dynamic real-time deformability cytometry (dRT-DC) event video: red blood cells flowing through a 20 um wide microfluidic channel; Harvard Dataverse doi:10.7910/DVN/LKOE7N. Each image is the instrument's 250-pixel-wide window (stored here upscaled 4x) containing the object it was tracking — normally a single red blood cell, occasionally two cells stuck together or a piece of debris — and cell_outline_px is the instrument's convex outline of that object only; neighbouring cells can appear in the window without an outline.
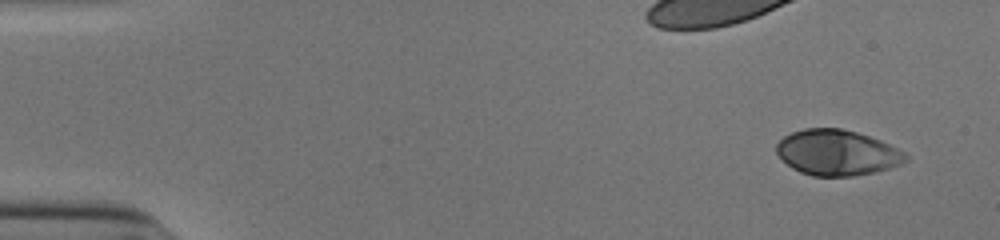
{"species": "human", "species_latin": "Homo sapiens", "temperature_condition": "cold", "stored_images_in_passage": 51, "camera_frame_rate_fps": 3000, "um_per_image_px": 0.085, "donor": {"sex": "male"}, "frame": {"image": 1, "passage_image": 1, "time_ms": 0.0, "image_size_px": [1000, 240], "cell_outline_px": [[908, 160], [900, 164], [876, 172], [852, 176], [812, 176], [800, 172], [792, 168], [776, 152], [776, 144], [784, 136], [792, 132], [804, 128], [840, 128], [856, 132], [880, 140], [904, 152], [908, 156]], "centroid_in_image_um": [71.14, 12.97], "position_along_channel_um": 13.9, "area_um2": 34.16}}
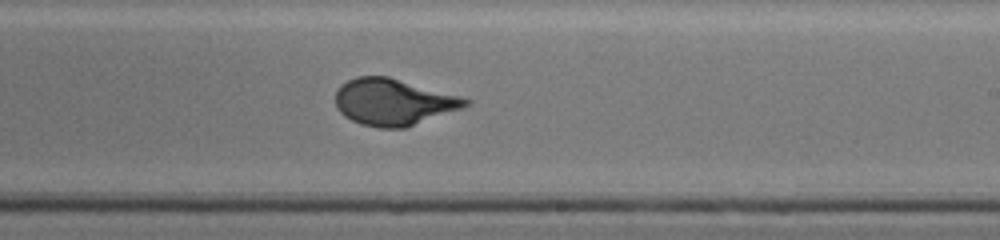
{"frame": {"image": 2, "passage_image": 30, "time_ms": 9.667, "image_size_px": [1000, 240], "cell_outline_px": [[472, 104], [464, 108], [404, 128], [380, 128], [360, 124], [344, 116], [336, 108], [336, 92], [340, 84], [356, 76], [388, 76], [460, 96], [472, 100]], "centroid_in_image_um": [33.45, 8.67], "position_along_channel_um": 255.5, "area_um2": 35.43}}
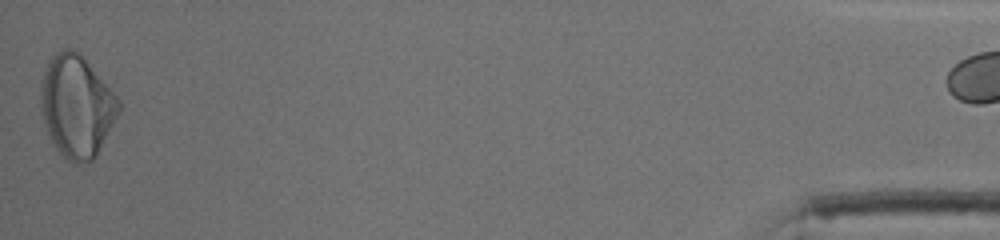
{"frame": {"image": 3, "passage_image": 50, "time_ms": 16.333, "image_size_px": [1000, 240], "cell_outline_px": [[120, 112], [96, 156], [92, 160], [76, 164], [72, 164], [56, 148], [48, 136], [44, 124], [40, 108], [40, 88], [44, 72], [48, 60], [60, 48], [72, 48], [80, 52], [120, 100]], "centroid_in_image_um": [6.5, 9.01], "position_along_channel_um": 428.7, "area_um2": 46.7}}